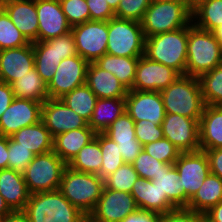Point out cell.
Wrapping results in <instances>:
<instances>
[{
	"label": "cell",
	"instance_id": "obj_13",
	"mask_svg": "<svg viewBox=\"0 0 222 222\" xmlns=\"http://www.w3.org/2000/svg\"><path fill=\"white\" fill-rule=\"evenodd\" d=\"M89 62L79 55L62 59L47 85L49 98H61L73 89L85 84Z\"/></svg>",
	"mask_w": 222,
	"mask_h": 222
},
{
	"label": "cell",
	"instance_id": "obj_54",
	"mask_svg": "<svg viewBox=\"0 0 222 222\" xmlns=\"http://www.w3.org/2000/svg\"><path fill=\"white\" fill-rule=\"evenodd\" d=\"M204 222H222V201L204 214Z\"/></svg>",
	"mask_w": 222,
	"mask_h": 222
},
{
	"label": "cell",
	"instance_id": "obj_30",
	"mask_svg": "<svg viewBox=\"0 0 222 222\" xmlns=\"http://www.w3.org/2000/svg\"><path fill=\"white\" fill-rule=\"evenodd\" d=\"M139 57H123L104 54L95 63L105 71H109L128 89L131 90L135 80L136 66Z\"/></svg>",
	"mask_w": 222,
	"mask_h": 222
},
{
	"label": "cell",
	"instance_id": "obj_33",
	"mask_svg": "<svg viewBox=\"0 0 222 222\" xmlns=\"http://www.w3.org/2000/svg\"><path fill=\"white\" fill-rule=\"evenodd\" d=\"M67 166L79 172L98 174L100 176L102 154L100 144L97 141V133L95 138L82 147Z\"/></svg>",
	"mask_w": 222,
	"mask_h": 222
},
{
	"label": "cell",
	"instance_id": "obj_61",
	"mask_svg": "<svg viewBox=\"0 0 222 222\" xmlns=\"http://www.w3.org/2000/svg\"><path fill=\"white\" fill-rule=\"evenodd\" d=\"M13 1H19V0H0V7L6 3L13 2Z\"/></svg>",
	"mask_w": 222,
	"mask_h": 222
},
{
	"label": "cell",
	"instance_id": "obj_11",
	"mask_svg": "<svg viewBox=\"0 0 222 222\" xmlns=\"http://www.w3.org/2000/svg\"><path fill=\"white\" fill-rule=\"evenodd\" d=\"M161 126L164 138L175 145L181 153L200 150L198 120L166 113Z\"/></svg>",
	"mask_w": 222,
	"mask_h": 222
},
{
	"label": "cell",
	"instance_id": "obj_50",
	"mask_svg": "<svg viewBox=\"0 0 222 222\" xmlns=\"http://www.w3.org/2000/svg\"><path fill=\"white\" fill-rule=\"evenodd\" d=\"M125 163L131 164L143 150V146L138 140H133V143L117 144Z\"/></svg>",
	"mask_w": 222,
	"mask_h": 222
},
{
	"label": "cell",
	"instance_id": "obj_52",
	"mask_svg": "<svg viewBox=\"0 0 222 222\" xmlns=\"http://www.w3.org/2000/svg\"><path fill=\"white\" fill-rule=\"evenodd\" d=\"M161 215L154 212L138 209L125 217L121 222H159Z\"/></svg>",
	"mask_w": 222,
	"mask_h": 222
},
{
	"label": "cell",
	"instance_id": "obj_7",
	"mask_svg": "<svg viewBox=\"0 0 222 222\" xmlns=\"http://www.w3.org/2000/svg\"><path fill=\"white\" fill-rule=\"evenodd\" d=\"M67 164L52 150L35 155L23 172L30 194L56 191Z\"/></svg>",
	"mask_w": 222,
	"mask_h": 222
},
{
	"label": "cell",
	"instance_id": "obj_17",
	"mask_svg": "<svg viewBox=\"0 0 222 222\" xmlns=\"http://www.w3.org/2000/svg\"><path fill=\"white\" fill-rule=\"evenodd\" d=\"M178 76L179 74L174 69L143 55L139 57L131 90L160 92Z\"/></svg>",
	"mask_w": 222,
	"mask_h": 222
},
{
	"label": "cell",
	"instance_id": "obj_38",
	"mask_svg": "<svg viewBox=\"0 0 222 222\" xmlns=\"http://www.w3.org/2000/svg\"><path fill=\"white\" fill-rule=\"evenodd\" d=\"M28 44L30 42L0 7V50L19 48Z\"/></svg>",
	"mask_w": 222,
	"mask_h": 222
},
{
	"label": "cell",
	"instance_id": "obj_60",
	"mask_svg": "<svg viewBox=\"0 0 222 222\" xmlns=\"http://www.w3.org/2000/svg\"><path fill=\"white\" fill-rule=\"evenodd\" d=\"M167 1H174L178 3H182L186 5L192 11V0H167Z\"/></svg>",
	"mask_w": 222,
	"mask_h": 222
},
{
	"label": "cell",
	"instance_id": "obj_63",
	"mask_svg": "<svg viewBox=\"0 0 222 222\" xmlns=\"http://www.w3.org/2000/svg\"><path fill=\"white\" fill-rule=\"evenodd\" d=\"M4 217L0 216V222H3Z\"/></svg>",
	"mask_w": 222,
	"mask_h": 222
},
{
	"label": "cell",
	"instance_id": "obj_8",
	"mask_svg": "<svg viewBox=\"0 0 222 222\" xmlns=\"http://www.w3.org/2000/svg\"><path fill=\"white\" fill-rule=\"evenodd\" d=\"M145 40L140 22L117 17L108 21L107 54L141 57L145 51Z\"/></svg>",
	"mask_w": 222,
	"mask_h": 222
},
{
	"label": "cell",
	"instance_id": "obj_15",
	"mask_svg": "<svg viewBox=\"0 0 222 222\" xmlns=\"http://www.w3.org/2000/svg\"><path fill=\"white\" fill-rule=\"evenodd\" d=\"M41 121L54 138L58 134L88 126V122L60 98H49L42 104Z\"/></svg>",
	"mask_w": 222,
	"mask_h": 222
},
{
	"label": "cell",
	"instance_id": "obj_10",
	"mask_svg": "<svg viewBox=\"0 0 222 222\" xmlns=\"http://www.w3.org/2000/svg\"><path fill=\"white\" fill-rule=\"evenodd\" d=\"M138 207L131 193L104 188L87 222H121Z\"/></svg>",
	"mask_w": 222,
	"mask_h": 222
},
{
	"label": "cell",
	"instance_id": "obj_20",
	"mask_svg": "<svg viewBox=\"0 0 222 222\" xmlns=\"http://www.w3.org/2000/svg\"><path fill=\"white\" fill-rule=\"evenodd\" d=\"M138 209L158 213L160 215L170 212L176 207L162 194L156 183L152 180L139 177L131 190Z\"/></svg>",
	"mask_w": 222,
	"mask_h": 222
},
{
	"label": "cell",
	"instance_id": "obj_47",
	"mask_svg": "<svg viewBox=\"0 0 222 222\" xmlns=\"http://www.w3.org/2000/svg\"><path fill=\"white\" fill-rule=\"evenodd\" d=\"M159 222H204V215L187 208H176L162 214Z\"/></svg>",
	"mask_w": 222,
	"mask_h": 222
},
{
	"label": "cell",
	"instance_id": "obj_39",
	"mask_svg": "<svg viewBox=\"0 0 222 222\" xmlns=\"http://www.w3.org/2000/svg\"><path fill=\"white\" fill-rule=\"evenodd\" d=\"M139 178L132 164L124 163L104 179V188L131 193L134 182Z\"/></svg>",
	"mask_w": 222,
	"mask_h": 222
},
{
	"label": "cell",
	"instance_id": "obj_62",
	"mask_svg": "<svg viewBox=\"0 0 222 222\" xmlns=\"http://www.w3.org/2000/svg\"><path fill=\"white\" fill-rule=\"evenodd\" d=\"M201 1H203V0H192V11H193L195 5L198 4Z\"/></svg>",
	"mask_w": 222,
	"mask_h": 222
},
{
	"label": "cell",
	"instance_id": "obj_44",
	"mask_svg": "<svg viewBox=\"0 0 222 222\" xmlns=\"http://www.w3.org/2000/svg\"><path fill=\"white\" fill-rule=\"evenodd\" d=\"M59 1L66 18L72 27L90 21V11L86 0Z\"/></svg>",
	"mask_w": 222,
	"mask_h": 222
},
{
	"label": "cell",
	"instance_id": "obj_57",
	"mask_svg": "<svg viewBox=\"0 0 222 222\" xmlns=\"http://www.w3.org/2000/svg\"><path fill=\"white\" fill-rule=\"evenodd\" d=\"M11 212L12 210L9 208L4 198L0 194V216L5 217L7 214Z\"/></svg>",
	"mask_w": 222,
	"mask_h": 222
},
{
	"label": "cell",
	"instance_id": "obj_14",
	"mask_svg": "<svg viewBox=\"0 0 222 222\" xmlns=\"http://www.w3.org/2000/svg\"><path fill=\"white\" fill-rule=\"evenodd\" d=\"M42 104L30 99L14 98L0 118V136L10 137L23 127L39 123Z\"/></svg>",
	"mask_w": 222,
	"mask_h": 222
},
{
	"label": "cell",
	"instance_id": "obj_9",
	"mask_svg": "<svg viewBox=\"0 0 222 222\" xmlns=\"http://www.w3.org/2000/svg\"><path fill=\"white\" fill-rule=\"evenodd\" d=\"M76 51L90 62L106 54L108 40V21H86L72 27Z\"/></svg>",
	"mask_w": 222,
	"mask_h": 222
},
{
	"label": "cell",
	"instance_id": "obj_6",
	"mask_svg": "<svg viewBox=\"0 0 222 222\" xmlns=\"http://www.w3.org/2000/svg\"><path fill=\"white\" fill-rule=\"evenodd\" d=\"M140 23L147 38L189 26L192 11L182 3L152 0Z\"/></svg>",
	"mask_w": 222,
	"mask_h": 222
},
{
	"label": "cell",
	"instance_id": "obj_29",
	"mask_svg": "<svg viewBox=\"0 0 222 222\" xmlns=\"http://www.w3.org/2000/svg\"><path fill=\"white\" fill-rule=\"evenodd\" d=\"M32 44L35 57L34 67L48 85L56 72L57 66L62 61V58H59L56 53V38L33 42Z\"/></svg>",
	"mask_w": 222,
	"mask_h": 222
},
{
	"label": "cell",
	"instance_id": "obj_12",
	"mask_svg": "<svg viewBox=\"0 0 222 222\" xmlns=\"http://www.w3.org/2000/svg\"><path fill=\"white\" fill-rule=\"evenodd\" d=\"M174 166L178 170L182 191L189 200L211 173L207 154L202 150L180 153Z\"/></svg>",
	"mask_w": 222,
	"mask_h": 222
},
{
	"label": "cell",
	"instance_id": "obj_3",
	"mask_svg": "<svg viewBox=\"0 0 222 222\" xmlns=\"http://www.w3.org/2000/svg\"><path fill=\"white\" fill-rule=\"evenodd\" d=\"M104 187V180L98 174L79 172L66 166L58 190L88 217L97 205Z\"/></svg>",
	"mask_w": 222,
	"mask_h": 222
},
{
	"label": "cell",
	"instance_id": "obj_43",
	"mask_svg": "<svg viewBox=\"0 0 222 222\" xmlns=\"http://www.w3.org/2000/svg\"><path fill=\"white\" fill-rule=\"evenodd\" d=\"M153 158L168 164H174L181 153L168 139L162 138L143 146Z\"/></svg>",
	"mask_w": 222,
	"mask_h": 222
},
{
	"label": "cell",
	"instance_id": "obj_42",
	"mask_svg": "<svg viewBox=\"0 0 222 222\" xmlns=\"http://www.w3.org/2000/svg\"><path fill=\"white\" fill-rule=\"evenodd\" d=\"M35 154L8 137V169L23 173Z\"/></svg>",
	"mask_w": 222,
	"mask_h": 222
},
{
	"label": "cell",
	"instance_id": "obj_34",
	"mask_svg": "<svg viewBox=\"0 0 222 222\" xmlns=\"http://www.w3.org/2000/svg\"><path fill=\"white\" fill-rule=\"evenodd\" d=\"M192 23L212 32L222 24V0H203L192 11Z\"/></svg>",
	"mask_w": 222,
	"mask_h": 222
},
{
	"label": "cell",
	"instance_id": "obj_31",
	"mask_svg": "<svg viewBox=\"0 0 222 222\" xmlns=\"http://www.w3.org/2000/svg\"><path fill=\"white\" fill-rule=\"evenodd\" d=\"M11 86L14 98L30 99L41 103L49 99L47 84L37 73L35 67L14 81Z\"/></svg>",
	"mask_w": 222,
	"mask_h": 222
},
{
	"label": "cell",
	"instance_id": "obj_41",
	"mask_svg": "<svg viewBox=\"0 0 222 222\" xmlns=\"http://www.w3.org/2000/svg\"><path fill=\"white\" fill-rule=\"evenodd\" d=\"M131 164L139 177L147 180L154 179V177L158 176L161 172L169 171L174 166V164L163 163L153 158L144 149Z\"/></svg>",
	"mask_w": 222,
	"mask_h": 222
},
{
	"label": "cell",
	"instance_id": "obj_46",
	"mask_svg": "<svg viewBox=\"0 0 222 222\" xmlns=\"http://www.w3.org/2000/svg\"><path fill=\"white\" fill-rule=\"evenodd\" d=\"M134 122L136 139L142 146L164 138L161 125L155 124L149 120Z\"/></svg>",
	"mask_w": 222,
	"mask_h": 222
},
{
	"label": "cell",
	"instance_id": "obj_48",
	"mask_svg": "<svg viewBox=\"0 0 222 222\" xmlns=\"http://www.w3.org/2000/svg\"><path fill=\"white\" fill-rule=\"evenodd\" d=\"M86 3L90 11L91 21H109L115 17V12L106 0H86Z\"/></svg>",
	"mask_w": 222,
	"mask_h": 222
},
{
	"label": "cell",
	"instance_id": "obj_53",
	"mask_svg": "<svg viewBox=\"0 0 222 222\" xmlns=\"http://www.w3.org/2000/svg\"><path fill=\"white\" fill-rule=\"evenodd\" d=\"M14 99L12 86L8 83L0 82V118L11 105Z\"/></svg>",
	"mask_w": 222,
	"mask_h": 222
},
{
	"label": "cell",
	"instance_id": "obj_36",
	"mask_svg": "<svg viewBox=\"0 0 222 222\" xmlns=\"http://www.w3.org/2000/svg\"><path fill=\"white\" fill-rule=\"evenodd\" d=\"M97 141L100 144L102 154V166L100 177L104 180L114 173L125 162L122 158L118 145L105 133H97Z\"/></svg>",
	"mask_w": 222,
	"mask_h": 222
},
{
	"label": "cell",
	"instance_id": "obj_16",
	"mask_svg": "<svg viewBox=\"0 0 222 222\" xmlns=\"http://www.w3.org/2000/svg\"><path fill=\"white\" fill-rule=\"evenodd\" d=\"M125 111L134 120H149L161 125L166 115L160 92L128 90Z\"/></svg>",
	"mask_w": 222,
	"mask_h": 222
},
{
	"label": "cell",
	"instance_id": "obj_35",
	"mask_svg": "<svg viewBox=\"0 0 222 222\" xmlns=\"http://www.w3.org/2000/svg\"><path fill=\"white\" fill-rule=\"evenodd\" d=\"M60 99L89 123L98 98L86 84H83Z\"/></svg>",
	"mask_w": 222,
	"mask_h": 222
},
{
	"label": "cell",
	"instance_id": "obj_40",
	"mask_svg": "<svg viewBox=\"0 0 222 222\" xmlns=\"http://www.w3.org/2000/svg\"><path fill=\"white\" fill-rule=\"evenodd\" d=\"M104 133L117 144L133 143V140H137L135 122L126 111Z\"/></svg>",
	"mask_w": 222,
	"mask_h": 222
},
{
	"label": "cell",
	"instance_id": "obj_21",
	"mask_svg": "<svg viewBox=\"0 0 222 222\" xmlns=\"http://www.w3.org/2000/svg\"><path fill=\"white\" fill-rule=\"evenodd\" d=\"M1 8L30 43L38 42L36 0L13 1Z\"/></svg>",
	"mask_w": 222,
	"mask_h": 222
},
{
	"label": "cell",
	"instance_id": "obj_5",
	"mask_svg": "<svg viewBox=\"0 0 222 222\" xmlns=\"http://www.w3.org/2000/svg\"><path fill=\"white\" fill-rule=\"evenodd\" d=\"M222 63V47L212 32L188 26L185 75L200 77Z\"/></svg>",
	"mask_w": 222,
	"mask_h": 222
},
{
	"label": "cell",
	"instance_id": "obj_58",
	"mask_svg": "<svg viewBox=\"0 0 222 222\" xmlns=\"http://www.w3.org/2000/svg\"><path fill=\"white\" fill-rule=\"evenodd\" d=\"M215 39L219 42L220 46L222 47V24L220 26H218L217 28H215L212 31Z\"/></svg>",
	"mask_w": 222,
	"mask_h": 222
},
{
	"label": "cell",
	"instance_id": "obj_2",
	"mask_svg": "<svg viewBox=\"0 0 222 222\" xmlns=\"http://www.w3.org/2000/svg\"><path fill=\"white\" fill-rule=\"evenodd\" d=\"M23 212L29 222H87V216L59 190L30 194Z\"/></svg>",
	"mask_w": 222,
	"mask_h": 222
},
{
	"label": "cell",
	"instance_id": "obj_1",
	"mask_svg": "<svg viewBox=\"0 0 222 222\" xmlns=\"http://www.w3.org/2000/svg\"><path fill=\"white\" fill-rule=\"evenodd\" d=\"M160 94L166 113L200 121L205 103L198 77L179 75Z\"/></svg>",
	"mask_w": 222,
	"mask_h": 222
},
{
	"label": "cell",
	"instance_id": "obj_45",
	"mask_svg": "<svg viewBox=\"0 0 222 222\" xmlns=\"http://www.w3.org/2000/svg\"><path fill=\"white\" fill-rule=\"evenodd\" d=\"M152 0H121L115 17L141 22Z\"/></svg>",
	"mask_w": 222,
	"mask_h": 222
},
{
	"label": "cell",
	"instance_id": "obj_26",
	"mask_svg": "<svg viewBox=\"0 0 222 222\" xmlns=\"http://www.w3.org/2000/svg\"><path fill=\"white\" fill-rule=\"evenodd\" d=\"M10 137L35 155L44 154L53 150L54 138L42 121L23 127Z\"/></svg>",
	"mask_w": 222,
	"mask_h": 222
},
{
	"label": "cell",
	"instance_id": "obj_28",
	"mask_svg": "<svg viewBox=\"0 0 222 222\" xmlns=\"http://www.w3.org/2000/svg\"><path fill=\"white\" fill-rule=\"evenodd\" d=\"M125 112V98H98L88 125L96 133H104Z\"/></svg>",
	"mask_w": 222,
	"mask_h": 222
},
{
	"label": "cell",
	"instance_id": "obj_24",
	"mask_svg": "<svg viewBox=\"0 0 222 222\" xmlns=\"http://www.w3.org/2000/svg\"><path fill=\"white\" fill-rule=\"evenodd\" d=\"M200 150L222 148V106L205 105L199 121Z\"/></svg>",
	"mask_w": 222,
	"mask_h": 222
},
{
	"label": "cell",
	"instance_id": "obj_49",
	"mask_svg": "<svg viewBox=\"0 0 222 222\" xmlns=\"http://www.w3.org/2000/svg\"><path fill=\"white\" fill-rule=\"evenodd\" d=\"M56 53L62 59L78 55L74 35L71 31L65 35L56 37Z\"/></svg>",
	"mask_w": 222,
	"mask_h": 222
},
{
	"label": "cell",
	"instance_id": "obj_19",
	"mask_svg": "<svg viewBox=\"0 0 222 222\" xmlns=\"http://www.w3.org/2000/svg\"><path fill=\"white\" fill-rule=\"evenodd\" d=\"M33 44L0 50V82L11 85L34 68Z\"/></svg>",
	"mask_w": 222,
	"mask_h": 222
},
{
	"label": "cell",
	"instance_id": "obj_25",
	"mask_svg": "<svg viewBox=\"0 0 222 222\" xmlns=\"http://www.w3.org/2000/svg\"><path fill=\"white\" fill-rule=\"evenodd\" d=\"M95 136L96 132L89 125L58 134L53 139V151L68 164Z\"/></svg>",
	"mask_w": 222,
	"mask_h": 222
},
{
	"label": "cell",
	"instance_id": "obj_27",
	"mask_svg": "<svg viewBox=\"0 0 222 222\" xmlns=\"http://www.w3.org/2000/svg\"><path fill=\"white\" fill-rule=\"evenodd\" d=\"M222 201V179L209 174L199 190L189 200L187 209L204 215L212 207Z\"/></svg>",
	"mask_w": 222,
	"mask_h": 222
},
{
	"label": "cell",
	"instance_id": "obj_59",
	"mask_svg": "<svg viewBox=\"0 0 222 222\" xmlns=\"http://www.w3.org/2000/svg\"><path fill=\"white\" fill-rule=\"evenodd\" d=\"M111 7V9L115 12L119 6L121 0H106Z\"/></svg>",
	"mask_w": 222,
	"mask_h": 222
},
{
	"label": "cell",
	"instance_id": "obj_23",
	"mask_svg": "<svg viewBox=\"0 0 222 222\" xmlns=\"http://www.w3.org/2000/svg\"><path fill=\"white\" fill-rule=\"evenodd\" d=\"M0 194L12 211H23L30 196L23 173L13 169L0 170Z\"/></svg>",
	"mask_w": 222,
	"mask_h": 222
},
{
	"label": "cell",
	"instance_id": "obj_55",
	"mask_svg": "<svg viewBox=\"0 0 222 222\" xmlns=\"http://www.w3.org/2000/svg\"><path fill=\"white\" fill-rule=\"evenodd\" d=\"M8 169V137L0 136V170Z\"/></svg>",
	"mask_w": 222,
	"mask_h": 222
},
{
	"label": "cell",
	"instance_id": "obj_4",
	"mask_svg": "<svg viewBox=\"0 0 222 222\" xmlns=\"http://www.w3.org/2000/svg\"><path fill=\"white\" fill-rule=\"evenodd\" d=\"M188 26L147 37L144 55L185 75L187 64Z\"/></svg>",
	"mask_w": 222,
	"mask_h": 222
},
{
	"label": "cell",
	"instance_id": "obj_18",
	"mask_svg": "<svg viewBox=\"0 0 222 222\" xmlns=\"http://www.w3.org/2000/svg\"><path fill=\"white\" fill-rule=\"evenodd\" d=\"M38 41H47L72 30L59 0H36Z\"/></svg>",
	"mask_w": 222,
	"mask_h": 222
},
{
	"label": "cell",
	"instance_id": "obj_22",
	"mask_svg": "<svg viewBox=\"0 0 222 222\" xmlns=\"http://www.w3.org/2000/svg\"><path fill=\"white\" fill-rule=\"evenodd\" d=\"M85 84L97 98H125L128 93L116 76L101 69L95 62L88 65Z\"/></svg>",
	"mask_w": 222,
	"mask_h": 222
},
{
	"label": "cell",
	"instance_id": "obj_56",
	"mask_svg": "<svg viewBox=\"0 0 222 222\" xmlns=\"http://www.w3.org/2000/svg\"><path fill=\"white\" fill-rule=\"evenodd\" d=\"M3 222H29V219L23 211H12L4 217Z\"/></svg>",
	"mask_w": 222,
	"mask_h": 222
},
{
	"label": "cell",
	"instance_id": "obj_37",
	"mask_svg": "<svg viewBox=\"0 0 222 222\" xmlns=\"http://www.w3.org/2000/svg\"><path fill=\"white\" fill-rule=\"evenodd\" d=\"M205 105L222 106V63L199 77Z\"/></svg>",
	"mask_w": 222,
	"mask_h": 222
},
{
	"label": "cell",
	"instance_id": "obj_51",
	"mask_svg": "<svg viewBox=\"0 0 222 222\" xmlns=\"http://www.w3.org/2000/svg\"><path fill=\"white\" fill-rule=\"evenodd\" d=\"M209 160L210 172L222 179V148L205 150Z\"/></svg>",
	"mask_w": 222,
	"mask_h": 222
},
{
	"label": "cell",
	"instance_id": "obj_32",
	"mask_svg": "<svg viewBox=\"0 0 222 222\" xmlns=\"http://www.w3.org/2000/svg\"><path fill=\"white\" fill-rule=\"evenodd\" d=\"M156 183L162 194H166L167 199L176 208H186L189 199L186 197L180 184L178 170L173 166L169 171H163L152 179Z\"/></svg>",
	"mask_w": 222,
	"mask_h": 222
}]
</instances>
